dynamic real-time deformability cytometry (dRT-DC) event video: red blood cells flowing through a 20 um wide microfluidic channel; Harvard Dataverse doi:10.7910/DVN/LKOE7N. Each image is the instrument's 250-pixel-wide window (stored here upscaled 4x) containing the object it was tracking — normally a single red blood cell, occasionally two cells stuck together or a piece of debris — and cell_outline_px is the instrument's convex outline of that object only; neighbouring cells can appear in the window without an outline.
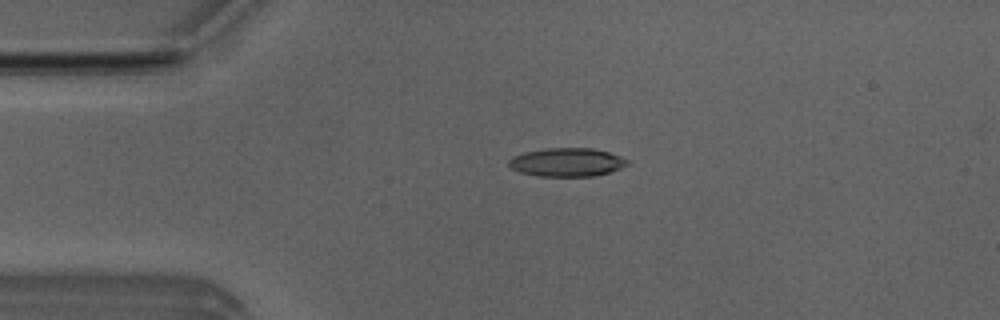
{"species": "Egyptian fruit bat (a non-hibernating species)", "species_latin": "Rousettus aegyptiacus", "temperature_condition": "room temperature", "stored_images_in_passage": 51, "camera_frame_rate_fps": 3000, "um_per_image_px": 0.085, "animal": {"sex": "male"}, "frame": {"image": 1, "passage_image": 11, "time_ms": 3.333, "image_size_px": [1000, 320], "cell_outline_px": [[628, 164], [620, 168], [608, 172], [592, 176], [540, 176], [520, 172], [512, 168], [508, 164], [508, 160], [512, 156], [524, 152], [544, 148], [592, 148], [608, 152], [620, 156], [628, 160]], "centroid_in_image_um": [48.16, 13.78], "position_along_channel_um": 36.8, "area_um2": 19.59}}
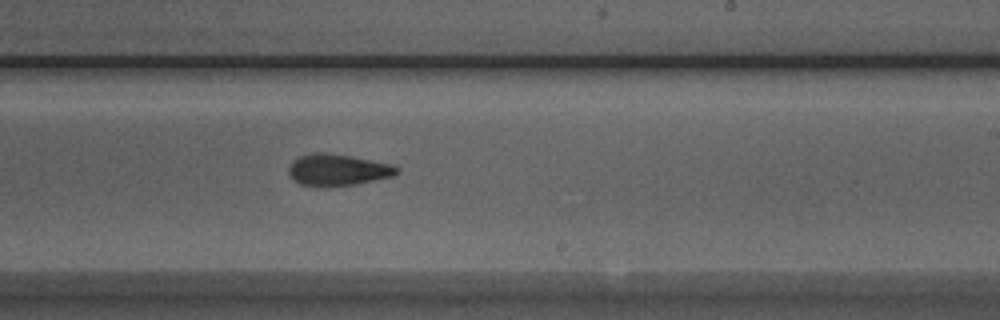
{"frame": {"image": 2, "passage_image": 30, "time_ms": 9.667, "image_size_px": [1000, 320], "cell_outline_px": [[400, 172], [396, 176], [356, 184], [316, 188], [300, 184], [288, 176], [288, 168], [292, 160], [300, 156], [312, 152], [324, 152], [348, 156], [392, 164], [400, 168]], "centroid_in_image_um": [28.69, 14.46], "position_along_channel_um": 260.3, "area_um2": 20.35}}
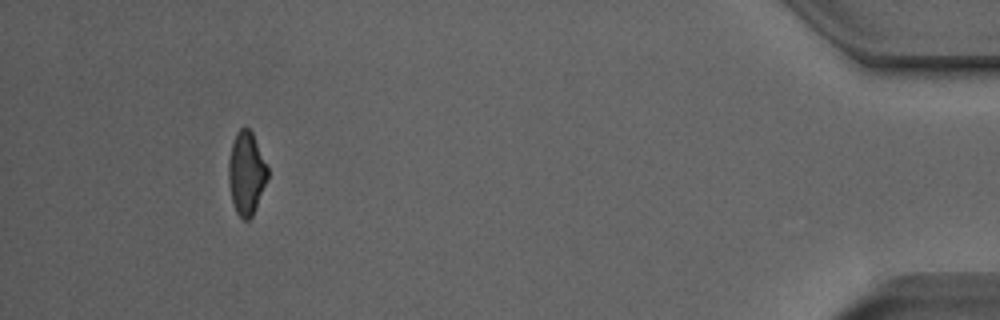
{"frame": {"image": 3, "passage_image": 47, "time_ms": 15.333, "image_size_px": [1000, 320], "cell_outline_px": [[268, 176], [252, 216], [248, 220], [244, 220], [236, 212], [232, 200], [228, 184], [228, 164], [232, 144], [236, 132], [240, 128], [248, 128], [252, 132], [268, 168]], "centroid_in_image_um": [20.92, 14.71], "position_along_channel_um": 414.3, "area_um2": 18.61}, "authors_computed_cell_mechanics": {"area_um2": 19.5942, "velocity_mm_per_s": 4.0003, "shape_relaxation_time_tau1_ms": 5.7645, "shape_relaxation_time_tau2_ms": 2.8879, "deformation_change_tau1": 0.1971, "deformation_change_tau2": 0.1138}}